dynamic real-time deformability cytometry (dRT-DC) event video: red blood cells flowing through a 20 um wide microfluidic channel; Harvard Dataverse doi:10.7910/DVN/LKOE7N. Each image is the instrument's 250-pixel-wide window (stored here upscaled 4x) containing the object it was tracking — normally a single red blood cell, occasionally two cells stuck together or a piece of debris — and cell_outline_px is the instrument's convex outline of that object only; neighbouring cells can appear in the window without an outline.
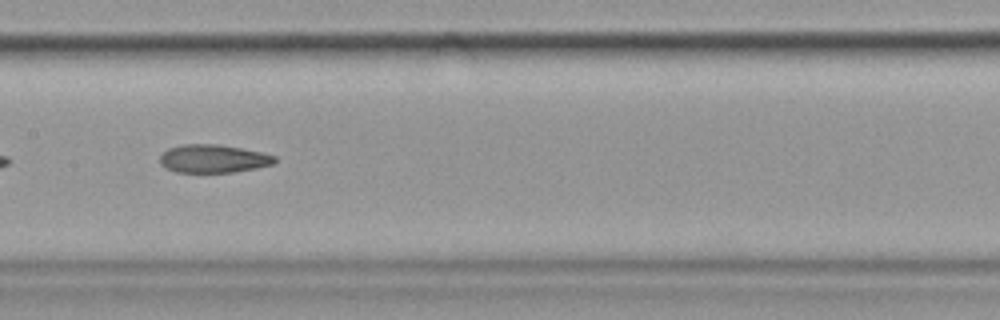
{"species": "common noctule bat (a hibernating species)", "species_latin": "Nyctalus noctula", "temperature_condition": "cold", "stored_images_in_passage": 39, "camera_frame_rate_fps": 3000, "um_per_image_px": 0.085, "animal": {"sex": "female", "body_mass_g": 19.9}, "frame": {"image": 1, "passage_image": 12, "time_ms": 3.667, "image_size_px": [1000, 320], "cell_outline_px": [[276, 160], [272, 164], [256, 168], [232, 172], [176, 172], [160, 164], [160, 156], [168, 148], [184, 144], [216, 144], [264, 152], [276, 156]], "centroid_in_image_um": [18.14, 13.48], "position_along_channel_um": 189.3, "area_um2": 18.73}, "authors_computed_cell_mechanics": {"area_um2": 20.0566, "velocity_mm_per_s": 3.6049, "shape_relaxation_time_tau1_ms": null, "shape_relaxation_time_tau2_ms": 4.2174, "deformation_change_tau1": null, "deformation_change_tau2": 0.1194}}